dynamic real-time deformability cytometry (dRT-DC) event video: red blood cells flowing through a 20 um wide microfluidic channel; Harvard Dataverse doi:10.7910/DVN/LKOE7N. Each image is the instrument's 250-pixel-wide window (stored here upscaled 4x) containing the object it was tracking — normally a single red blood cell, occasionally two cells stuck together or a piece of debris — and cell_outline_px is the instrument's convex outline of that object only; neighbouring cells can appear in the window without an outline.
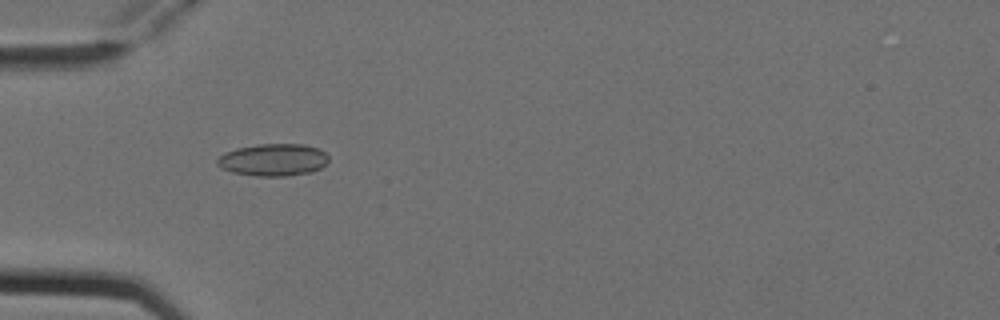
{"species": "Egyptian fruit bat (a non-hibernating species)", "species_latin": "Rousettus aegyptiacus", "temperature_condition": "cold", "stored_images_in_passage": 5, "camera_frame_rate_fps": 3000, "um_per_image_px": 0.085, "animal": {"sex": "female"}, "frame": {"image": 1, "passage_image": 1, "time_ms": 0.0, "image_size_px": [1000, 320], "cell_outline_px": [[328, 160], [320, 168], [312, 172], [288, 176], [256, 176], [232, 172], [220, 168], [216, 164], [216, 160], [224, 152], [236, 148], [260, 144], [304, 144], [316, 148], [324, 152], [328, 156]], "centroid_in_image_um": [23.19, 13.59], "position_along_channel_um": 61.8, "area_um2": 20.98}}
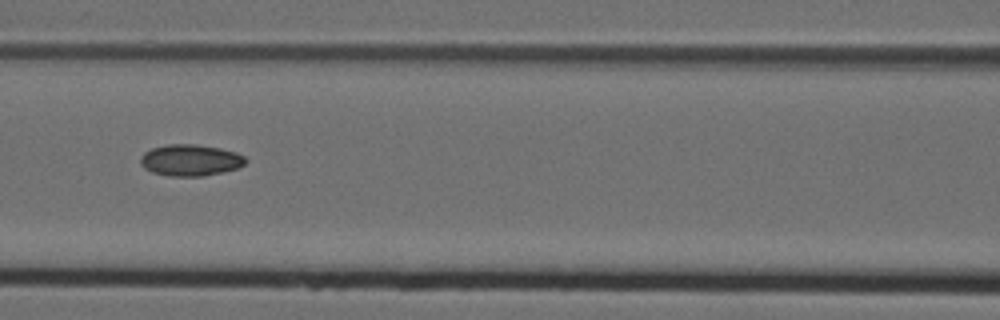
{"frame": {"image": 2, "passage_image": 3, "time_ms": 0.667, "image_size_px": [1000, 320], "cell_outline_px": [[248, 160], [244, 164], [236, 168], [224, 172], [204, 176], [168, 176], [152, 172], [144, 168], [140, 164], [140, 156], [144, 152], [152, 148], [168, 144], [196, 144], [220, 148], [236, 152], [244, 156]], "centroid_in_image_um": [16.17, 13.61], "position_along_channel_um": 150.4, "area_um2": 19.42}}
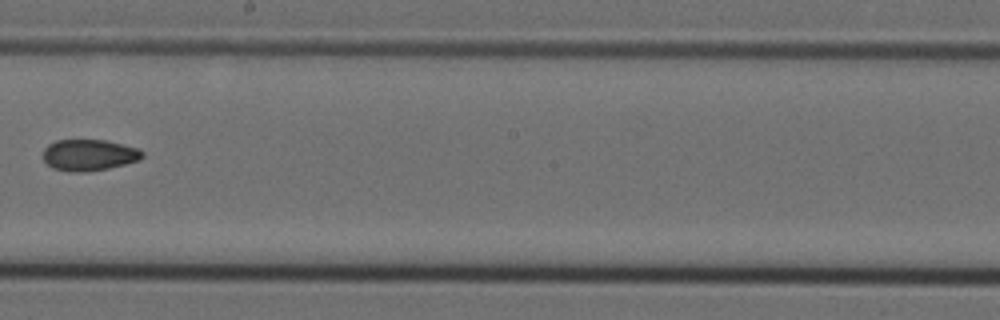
{"frame": {"image": 3, "passage_image": 5, "time_ms": 1.333, "image_size_px": [1000, 320], "cell_outline_px": [[144, 156], [140, 160], [108, 168], [80, 172], [72, 172], [52, 168], [44, 160], [44, 148], [48, 144], [56, 140], [104, 140], [140, 148], [144, 152]], "centroid_in_image_um": [7.59, 13.17], "position_along_channel_um": 240.6, "area_um2": 18.09}}